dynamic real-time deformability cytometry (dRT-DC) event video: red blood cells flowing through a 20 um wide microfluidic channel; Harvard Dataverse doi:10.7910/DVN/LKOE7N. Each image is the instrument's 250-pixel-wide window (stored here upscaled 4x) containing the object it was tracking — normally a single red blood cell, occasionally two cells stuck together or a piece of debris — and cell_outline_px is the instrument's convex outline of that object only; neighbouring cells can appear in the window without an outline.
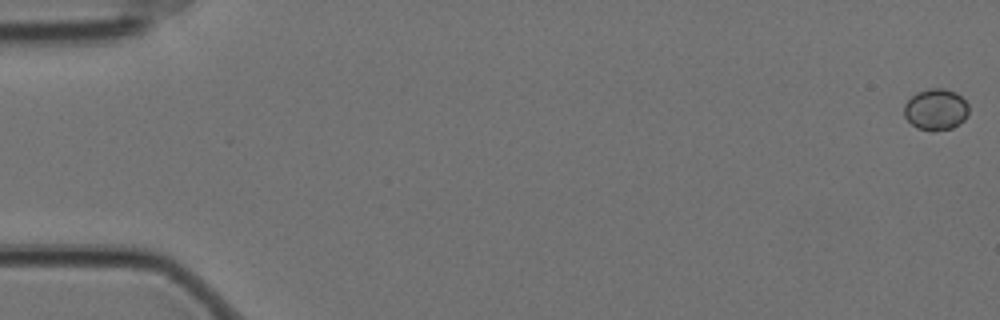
{"species": "Egyptian fruit bat (a non-hibernating species)", "species_latin": "Rousettus aegyptiacus", "temperature_condition": "cold", "stored_images_in_passage": 59, "camera_frame_rate_fps": 3000, "um_per_image_px": 0.085, "animal": {"sex": "female"}, "frame": {"image": 1, "passage_image": 1, "time_ms": 0.0, "image_size_px": [1000, 320], "cell_outline_px": [[968, 116], [960, 124], [952, 128], [916, 128], [904, 116], [904, 104], [916, 92], [928, 88], [944, 88], [956, 92], [968, 104]], "centroid_in_image_um": [79.55, 9.26], "position_along_channel_um": 5.4, "area_um2": 15.32}}
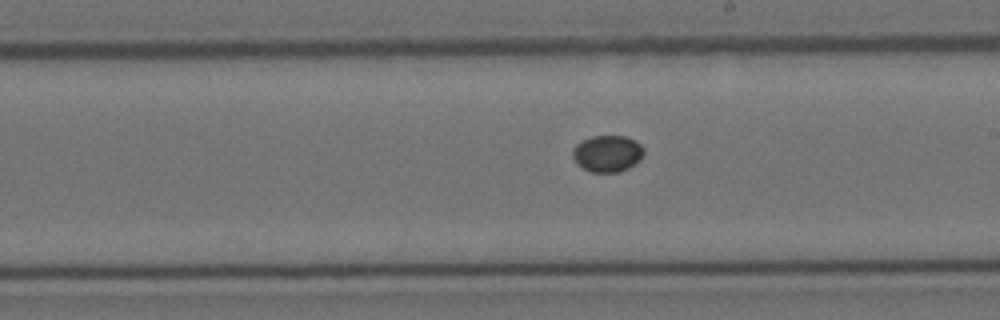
{"frame": {"image": 2, "passage_image": 34, "time_ms": 11.0, "image_size_px": [1000, 320], "cell_outline_px": [[644, 152], [640, 160], [628, 168], [620, 172], [592, 172], [576, 164], [572, 156], [572, 148], [576, 144], [592, 136], [624, 136], [636, 140], [644, 148]], "centroid_in_image_um": [51.63, 13.05], "position_along_channel_um": 237.4, "area_um2": 15.26}}
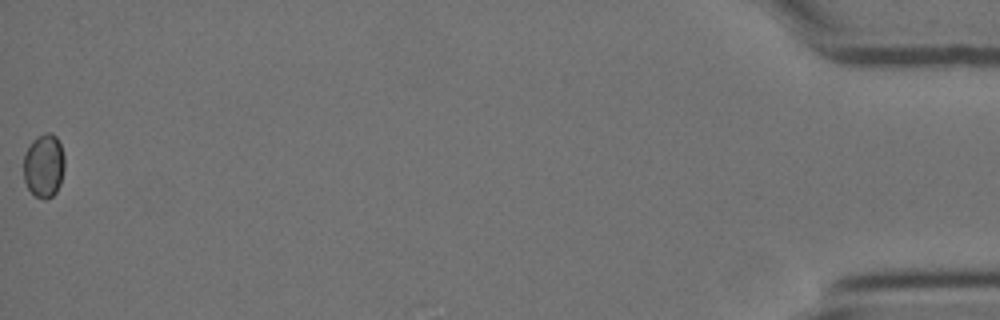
{"frame": {"image": 3, "passage_image": 59, "time_ms": 19.333, "image_size_px": [1000, 320], "cell_outline_px": [[64, 168], [60, 184], [56, 192], [48, 200], [44, 200], [36, 196], [28, 188], [24, 180], [24, 152], [32, 140], [36, 136], [44, 132], [52, 132], [56, 136], [60, 144], [64, 156]], "centroid_in_image_um": [3.73, 14.06], "position_along_channel_um": 431.5, "area_um2": 15.43}}